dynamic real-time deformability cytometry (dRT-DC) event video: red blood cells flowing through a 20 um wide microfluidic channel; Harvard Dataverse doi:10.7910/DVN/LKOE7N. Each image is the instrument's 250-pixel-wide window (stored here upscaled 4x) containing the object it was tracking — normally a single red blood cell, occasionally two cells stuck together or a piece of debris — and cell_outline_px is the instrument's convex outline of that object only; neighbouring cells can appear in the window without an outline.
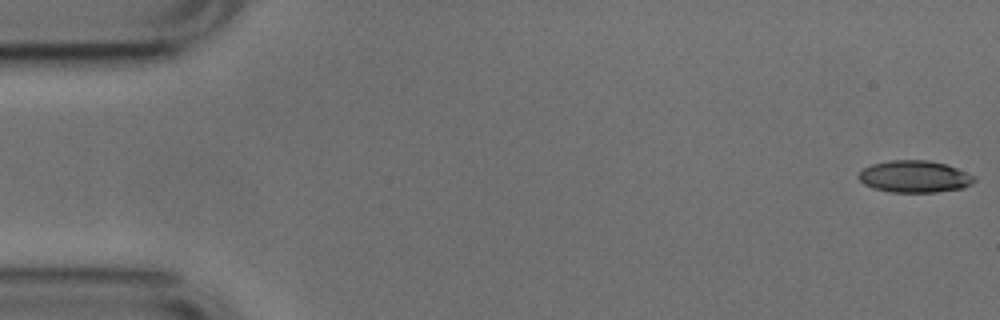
{"species": "common noctule bat (a hibernating species)", "species_latin": "Nyctalus noctula", "temperature_condition": "cold", "stored_images_in_passage": 52, "camera_frame_rate_fps": 3000, "um_per_image_px": 0.085, "animal": {"sex": "male", "body_mass_g": 17.9, "forearm_length_mm": 54.2}, "frame": {"image": 1, "passage_image": 1, "time_ms": 0.0, "image_size_px": [1000, 320], "cell_outline_px": [[976, 180], [972, 184], [964, 188], [936, 192], [892, 192], [872, 188], [864, 184], [856, 176], [864, 168], [872, 164], [892, 160], [928, 160], [944, 164], [956, 168], [976, 176]], "centroid_in_image_um": [77.75, 15.01], "position_along_channel_um": 7.3, "area_um2": 21.56}}
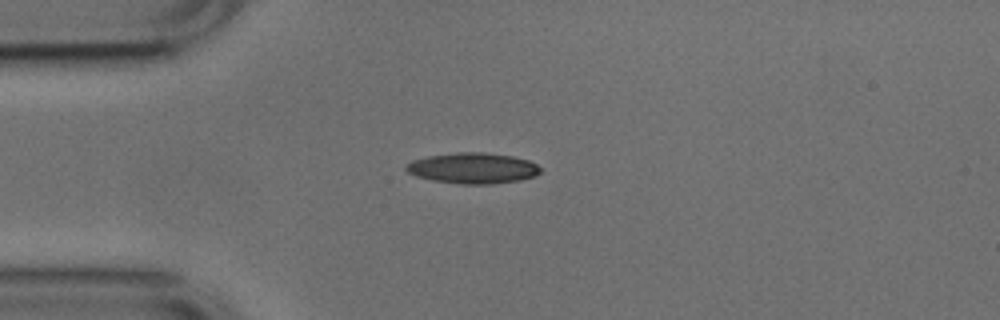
{"frame": {"image": 2, "passage_image": 13, "time_ms": 4.0, "image_size_px": [1000, 320], "cell_outline_px": [[540, 172], [536, 176], [516, 180], [488, 184], [460, 184], [432, 180], [416, 176], [408, 172], [404, 168], [412, 160], [428, 156], [456, 152], [484, 152], [512, 156], [528, 160], [536, 164], [540, 168]], "centroid_in_image_um": [40.17, 14.28], "position_along_channel_um": 44.8, "area_um2": 23.93}}
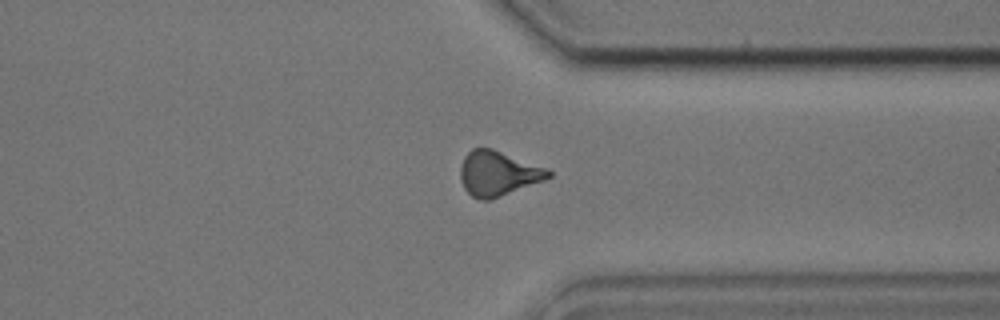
{"frame": {"image": 3, "passage_image": 40, "time_ms": 13.0, "image_size_px": [1000, 320], "cell_outline_px": [[552, 176], [544, 180], [488, 200], [480, 200], [472, 196], [464, 188], [460, 180], [460, 168], [464, 156], [472, 148], [492, 148], [544, 168], [552, 172]], "centroid_in_image_um": [42.28, 14.74], "position_along_channel_um": 369.1, "area_um2": 22.54}, "authors_computed_cell_mechanics": {"area_um2": 22.2819, "velocity_mm_per_s": 3.7878, "shape_relaxation_time_tau1_ms": 10.7348, "shape_relaxation_time_tau2_ms": 3.7523, "deformation_change_tau1": 0.2383, "deformation_change_tau2": 0.1325}}